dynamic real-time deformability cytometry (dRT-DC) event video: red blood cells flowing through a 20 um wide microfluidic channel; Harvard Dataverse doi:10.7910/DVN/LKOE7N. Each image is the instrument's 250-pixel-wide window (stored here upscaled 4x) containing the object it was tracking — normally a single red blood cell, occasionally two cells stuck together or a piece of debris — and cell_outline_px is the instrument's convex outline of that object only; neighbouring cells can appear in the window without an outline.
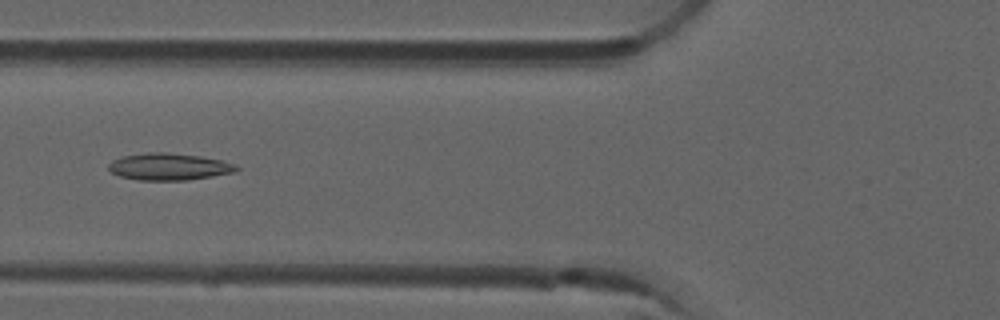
{"species": "common noctule bat (a hibernating species)", "species_latin": "Nyctalus noctula", "temperature_condition": "room temperature", "stored_images_in_passage": 50, "camera_frame_rate_fps": 3000, "um_per_image_px": 0.085, "animal": {"sex": "male", "forearm_length_mm": 52.5}, "frame": {"image": 1, "passage_image": 19, "time_ms": 6.0, "image_size_px": [1000, 320], "cell_outline_px": [[240, 168], [236, 172], [188, 180], [140, 180], [120, 176], [112, 172], [108, 168], [108, 164], [112, 160], [124, 156], [148, 152], [164, 152], [200, 156], [220, 160], [236, 164]], "centroid_in_image_um": [14.38, 14.17], "position_along_channel_um": 111.4, "area_um2": 20.0}}
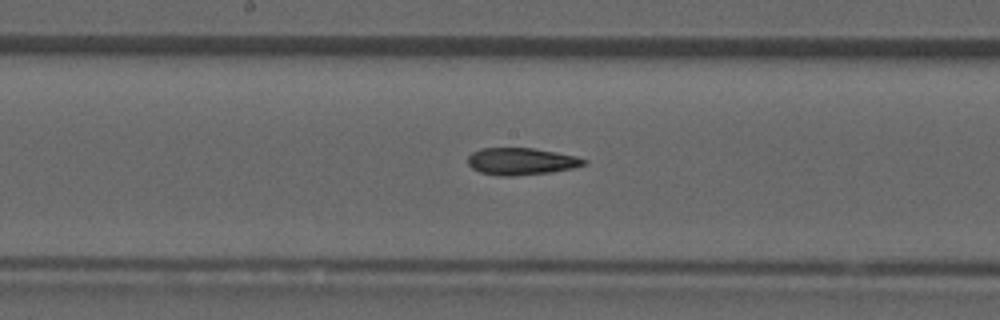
{"frame": {"image": 2, "passage_image": 26, "time_ms": 8.333, "image_size_px": [1000, 320], "cell_outline_px": [[588, 164], [572, 168], [552, 172], [512, 176], [496, 176], [480, 172], [472, 168], [468, 164], [468, 156], [472, 152], [480, 148], [532, 148], [556, 152], [576, 156], [588, 160]], "centroid_in_image_um": [44.31, 13.72], "position_along_channel_um": 203.9, "area_um2": 18.44}}
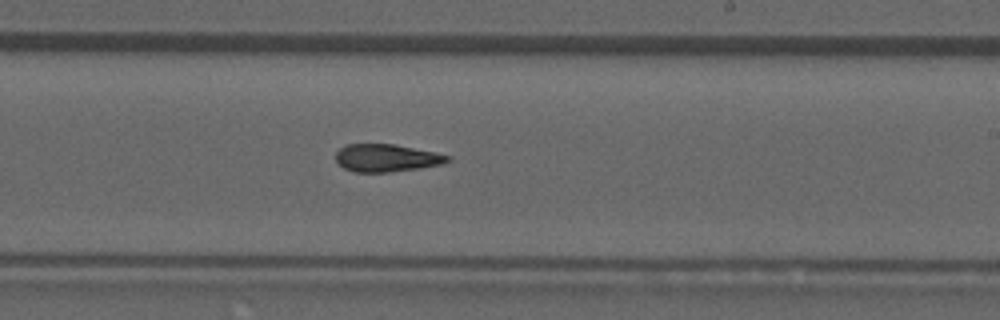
{"frame": {"image": 3, "passage_image": 30, "time_ms": 9.667, "image_size_px": [1000, 320], "cell_outline_px": [[452, 160], [440, 164], [420, 168], [388, 172], [352, 172], [344, 168], [336, 160], [336, 152], [340, 148], [348, 144], [396, 144], [436, 152], [448, 156]], "centroid_in_image_um": [32.85, 13.42], "position_along_channel_um": 256.2, "area_um2": 17.98}, "authors_computed_cell_mechanics": {"area_um2": 18.7272, "velocity_mm_per_s": 3.9563, "shape_relaxation_time_tau1_ms": null, "shape_relaxation_time_tau2_ms": 3.5055, "deformation_change_tau1": null, "deformation_change_tau2": 0.1289}}